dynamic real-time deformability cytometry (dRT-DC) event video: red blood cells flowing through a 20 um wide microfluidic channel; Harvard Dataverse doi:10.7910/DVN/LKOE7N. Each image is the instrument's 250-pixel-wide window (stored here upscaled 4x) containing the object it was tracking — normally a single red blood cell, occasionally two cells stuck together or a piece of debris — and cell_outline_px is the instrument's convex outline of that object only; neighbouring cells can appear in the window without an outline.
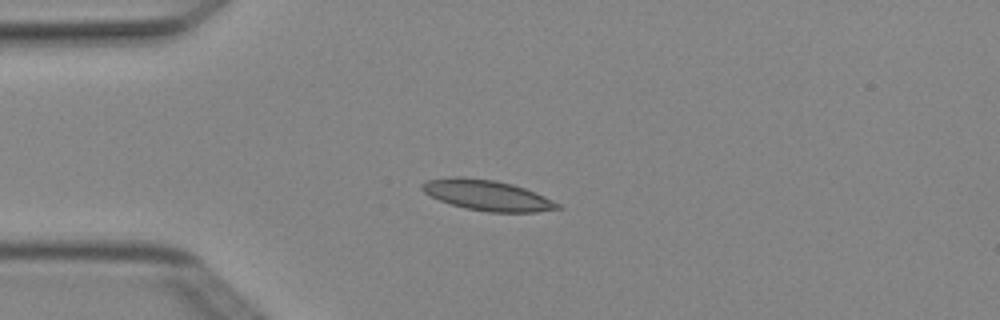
{"species": "Egyptian fruit bat (a non-hibernating species)", "species_latin": "Rousettus aegyptiacus", "temperature_condition": "cold", "stored_images_in_passage": 5, "camera_frame_rate_fps": 3000, "um_per_image_px": 0.085, "animal": {"sex": "female"}, "frame": {"image": 1, "passage_image": 3, "time_ms": 0.667, "image_size_px": [1000, 320], "cell_outline_px": [[560, 208], [536, 212], [488, 212], [464, 208], [440, 200], [424, 192], [420, 188], [420, 184], [428, 180], [456, 176], [496, 180], [512, 184], [536, 192], [560, 204]], "centroid_in_image_um": [41.41, 16.59], "position_along_channel_um": 43.6, "area_um2": 23.93}}
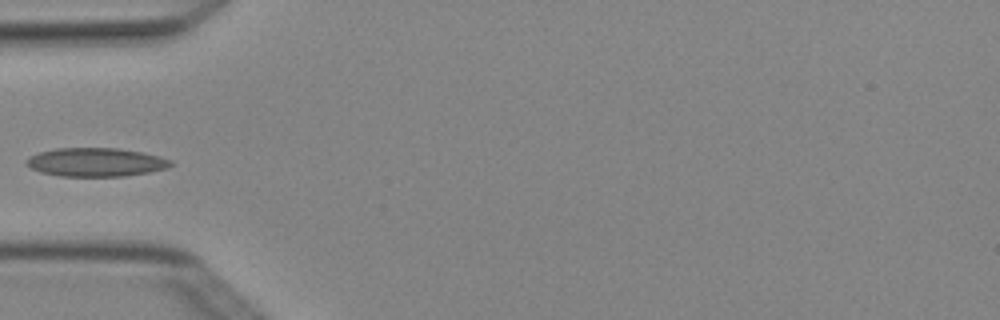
{"frame": {"image": 2, "passage_image": 4, "time_ms": 1.0, "image_size_px": [1000, 320], "cell_outline_px": [[172, 164], [168, 168], [148, 172], [124, 176], [60, 176], [40, 172], [24, 164], [24, 160], [28, 156], [40, 152], [56, 148], [116, 148], [140, 152], [160, 156], [172, 160]], "centroid_in_image_um": [8.11, 13.78], "position_along_channel_um": 76.9, "area_um2": 24.1}}
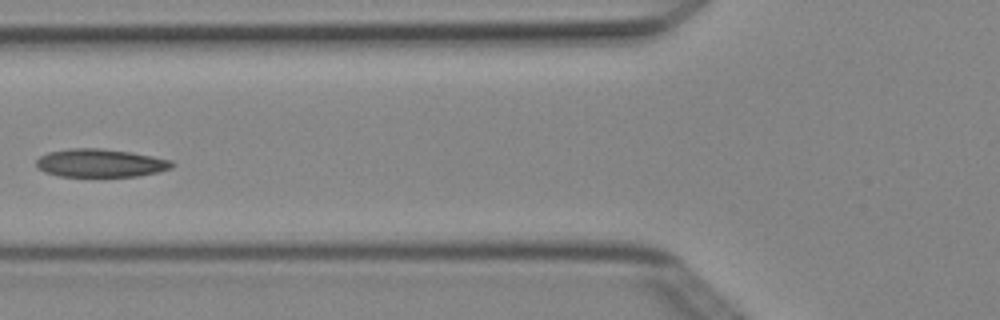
{"frame": {"image": 3, "passage_image": 5, "time_ms": 1.333, "image_size_px": [1000, 320], "cell_outline_px": [[176, 164], [172, 168], [160, 172], [136, 176], [60, 176], [44, 172], [36, 168], [36, 160], [40, 156], [48, 152], [72, 148], [100, 148], [132, 152], [172, 160]], "centroid_in_image_um": [8.55, 13.86], "position_along_channel_um": 117.2, "area_um2": 22.43}}